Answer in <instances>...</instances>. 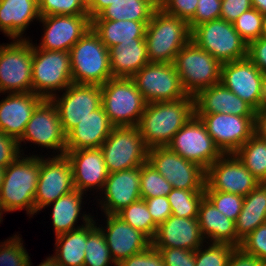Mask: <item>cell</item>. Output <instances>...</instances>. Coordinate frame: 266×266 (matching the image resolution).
Returning a JSON list of instances; mask_svg holds the SVG:
<instances>
[{"mask_svg": "<svg viewBox=\"0 0 266 266\" xmlns=\"http://www.w3.org/2000/svg\"><path fill=\"white\" fill-rule=\"evenodd\" d=\"M194 114V97L190 95L180 100L147 103L137 127L149 149L164 147Z\"/></svg>", "mask_w": 266, "mask_h": 266, "instance_id": "obj_1", "label": "cell"}, {"mask_svg": "<svg viewBox=\"0 0 266 266\" xmlns=\"http://www.w3.org/2000/svg\"><path fill=\"white\" fill-rule=\"evenodd\" d=\"M39 174L40 154H21L10 163L0 188L1 209L6 213L25 209L29 218L38 214L34 209V196Z\"/></svg>", "mask_w": 266, "mask_h": 266, "instance_id": "obj_2", "label": "cell"}, {"mask_svg": "<svg viewBox=\"0 0 266 266\" xmlns=\"http://www.w3.org/2000/svg\"><path fill=\"white\" fill-rule=\"evenodd\" d=\"M191 40V30L184 19L158 8L146 26L145 42L150 62L173 63L177 53Z\"/></svg>", "mask_w": 266, "mask_h": 266, "instance_id": "obj_3", "label": "cell"}, {"mask_svg": "<svg viewBox=\"0 0 266 266\" xmlns=\"http://www.w3.org/2000/svg\"><path fill=\"white\" fill-rule=\"evenodd\" d=\"M72 83L103 85L112 78L109 49L89 29L70 49Z\"/></svg>", "mask_w": 266, "mask_h": 266, "instance_id": "obj_4", "label": "cell"}, {"mask_svg": "<svg viewBox=\"0 0 266 266\" xmlns=\"http://www.w3.org/2000/svg\"><path fill=\"white\" fill-rule=\"evenodd\" d=\"M174 67L187 95L221 82L222 63L190 40L175 56Z\"/></svg>", "mask_w": 266, "mask_h": 266, "instance_id": "obj_5", "label": "cell"}, {"mask_svg": "<svg viewBox=\"0 0 266 266\" xmlns=\"http://www.w3.org/2000/svg\"><path fill=\"white\" fill-rule=\"evenodd\" d=\"M101 91V105L115 127L139 124L147 102L132 78L112 77Z\"/></svg>", "mask_w": 266, "mask_h": 266, "instance_id": "obj_6", "label": "cell"}, {"mask_svg": "<svg viewBox=\"0 0 266 266\" xmlns=\"http://www.w3.org/2000/svg\"><path fill=\"white\" fill-rule=\"evenodd\" d=\"M34 44L32 42V92L50 99L72 84L70 52L42 50Z\"/></svg>", "mask_w": 266, "mask_h": 266, "instance_id": "obj_7", "label": "cell"}, {"mask_svg": "<svg viewBox=\"0 0 266 266\" xmlns=\"http://www.w3.org/2000/svg\"><path fill=\"white\" fill-rule=\"evenodd\" d=\"M191 40L221 63L247 57L248 44L235 30L233 23L223 19L197 25L191 31Z\"/></svg>", "mask_w": 266, "mask_h": 266, "instance_id": "obj_8", "label": "cell"}, {"mask_svg": "<svg viewBox=\"0 0 266 266\" xmlns=\"http://www.w3.org/2000/svg\"><path fill=\"white\" fill-rule=\"evenodd\" d=\"M100 149L109 173L139 167L148 160L149 148L137 126L114 127Z\"/></svg>", "mask_w": 266, "mask_h": 266, "instance_id": "obj_9", "label": "cell"}, {"mask_svg": "<svg viewBox=\"0 0 266 266\" xmlns=\"http://www.w3.org/2000/svg\"><path fill=\"white\" fill-rule=\"evenodd\" d=\"M32 92V40L0 44V93Z\"/></svg>", "mask_w": 266, "mask_h": 266, "instance_id": "obj_10", "label": "cell"}, {"mask_svg": "<svg viewBox=\"0 0 266 266\" xmlns=\"http://www.w3.org/2000/svg\"><path fill=\"white\" fill-rule=\"evenodd\" d=\"M167 147L205 171L223 155L195 114L176 132Z\"/></svg>", "mask_w": 266, "mask_h": 266, "instance_id": "obj_11", "label": "cell"}, {"mask_svg": "<svg viewBox=\"0 0 266 266\" xmlns=\"http://www.w3.org/2000/svg\"><path fill=\"white\" fill-rule=\"evenodd\" d=\"M26 141L46 150L52 149L53 155L57 153L56 156L66 153V134L57 109L50 99H44L34 110L22 136L18 139L20 149L21 143L26 144Z\"/></svg>", "mask_w": 266, "mask_h": 266, "instance_id": "obj_12", "label": "cell"}, {"mask_svg": "<svg viewBox=\"0 0 266 266\" xmlns=\"http://www.w3.org/2000/svg\"><path fill=\"white\" fill-rule=\"evenodd\" d=\"M147 162L175 189L201 191L205 186L206 171L167 146L150 148Z\"/></svg>", "mask_w": 266, "mask_h": 266, "instance_id": "obj_13", "label": "cell"}, {"mask_svg": "<svg viewBox=\"0 0 266 266\" xmlns=\"http://www.w3.org/2000/svg\"><path fill=\"white\" fill-rule=\"evenodd\" d=\"M131 78L147 103L180 100L187 96L173 63L149 62Z\"/></svg>", "mask_w": 266, "mask_h": 266, "instance_id": "obj_14", "label": "cell"}, {"mask_svg": "<svg viewBox=\"0 0 266 266\" xmlns=\"http://www.w3.org/2000/svg\"><path fill=\"white\" fill-rule=\"evenodd\" d=\"M49 156L45 158L40 155V174L34 196V209L37 213L49 203L75 190L73 170L66 154Z\"/></svg>", "mask_w": 266, "mask_h": 266, "instance_id": "obj_15", "label": "cell"}, {"mask_svg": "<svg viewBox=\"0 0 266 266\" xmlns=\"http://www.w3.org/2000/svg\"><path fill=\"white\" fill-rule=\"evenodd\" d=\"M55 105L61 125L67 135L90 112L101 106V85L70 84L63 94L50 98Z\"/></svg>", "mask_w": 266, "mask_h": 266, "instance_id": "obj_16", "label": "cell"}, {"mask_svg": "<svg viewBox=\"0 0 266 266\" xmlns=\"http://www.w3.org/2000/svg\"><path fill=\"white\" fill-rule=\"evenodd\" d=\"M259 183L235 154H223L206 170L204 191L246 196Z\"/></svg>", "mask_w": 266, "mask_h": 266, "instance_id": "obj_17", "label": "cell"}, {"mask_svg": "<svg viewBox=\"0 0 266 266\" xmlns=\"http://www.w3.org/2000/svg\"><path fill=\"white\" fill-rule=\"evenodd\" d=\"M223 154H234L254 134V116L195 114Z\"/></svg>", "mask_w": 266, "mask_h": 266, "instance_id": "obj_18", "label": "cell"}, {"mask_svg": "<svg viewBox=\"0 0 266 266\" xmlns=\"http://www.w3.org/2000/svg\"><path fill=\"white\" fill-rule=\"evenodd\" d=\"M43 32L35 46L42 50L69 52L80 38L91 29L89 15H51L40 17Z\"/></svg>", "mask_w": 266, "mask_h": 266, "instance_id": "obj_19", "label": "cell"}, {"mask_svg": "<svg viewBox=\"0 0 266 266\" xmlns=\"http://www.w3.org/2000/svg\"><path fill=\"white\" fill-rule=\"evenodd\" d=\"M262 74L246 57L222 63L221 83L257 111L262 107Z\"/></svg>", "mask_w": 266, "mask_h": 266, "instance_id": "obj_20", "label": "cell"}, {"mask_svg": "<svg viewBox=\"0 0 266 266\" xmlns=\"http://www.w3.org/2000/svg\"><path fill=\"white\" fill-rule=\"evenodd\" d=\"M100 193L97 203L101 205L99 207L104 214H117L139 200L141 198L140 166L109 173Z\"/></svg>", "mask_w": 266, "mask_h": 266, "instance_id": "obj_21", "label": "cell"}, {"mask_svg": "<svg viewBox=\"0 0 266 266\" xmlns=\"http://www.w3.org/2000/svg\"><path fill=\"white\" fill-rule=\"evenodd\" d=\"M104 217L106 226L98 225V222L97 226L105 235L111 257L116 265L151 245V240L145 234L128 225L116 214H104Z\"/></svg>", "mask_w": 266, "mask_h": 266, "instance_id": "obj_22", "label": "cell"}, {"mask_svg": "<svg viewBox=\"0 0 266 266\" xmlns=\"http://www.w3.org/2000/svg\"><path fill=\"white\" fill-rule=\"evenodd\" d=\"M73 170L75 189L87 194V191L96 189L101 192L108 178L109 172L104 162L100 148L66 151Z\"/></svg>", "mask_w": 266, "mask_h": 266, "instance_id": "obj_23", "label": "cell"}, {"mask_svg": "<svg viewBox=\"0 0 266 266\" xmlns=\"http://www.w3.org/2000/svg\"><path fill=\"white\" fill-rule=\"evenodd\" d=\"M151 244L156 249L182 248L196 251L205 240L201 235L197 218H179L171 215L158 225Z\"/></svg>", "mask_w": 266, "mask_h": 266, "instance_id": "obj_24", "label": "cell"}, {"mask_svg": "<svg viewBox=\"0 0 266 266\" xmlns=\"http://www.w3.org/2000/svg\"><path fill=\"white\" fill-rule=\"evenodd\" d=\"M43 100V97L33 92L7 93L0 101V131L18 140Z\"/></svg>", "mask_w": 266, "mask_h": 266, "instance_id": "obj_25", "label": "cell"}, {"mask_svg": "<svg viewBox=\"0 0 266 266\" xmlns=\"http://www.w3.org/2000/svg\"><path fill=\"white\" fill-rule=\"evenodd\" d=\"M195 114L255 116V110L221 82L201 90L194 97Z\"/></svg>", "mask_w": 266, "mask_h": 266, "instance_id": "obj_26", "label": "cell"}, {"mask_svg": "<svg viewBox=\"0 0 266 266\" xmlns=\"http://www.w3.org/2000/svg\"><path fill=\"white\" fill-rule=\"evenodd\" d=\"M114 127L101 105L66 135V151L100 148Z\"/></svg>", "mask_w": 266, "mask_h": 266, "instance_id": "obj_27", "label": "cell"}, {"mask_svg": "<svg viewBox=\"0 0 266 266\" xmlns=\"http://www.w3.org/2000/svg\"><path fill=\"white\" fill-rule=\"evenodd\" d=\"M40 17L38 0H0V31L9 40L30 39L24 33Z\"/></svg>", "mask_w": 266, "mask_h": 266, "instance_id": "obj_28", "label": "cell"}, {"mask_svg": "<svg viewBox=\"0 0 266 266\" xmlns=\"http://www.w3.org/2000/svg\"><path fill=\"white\" fill-rule=\"evenodd\" d=\"M84 194L85 193L75 189L45 206L49 207L52 205V214L50 216L55 237L85 226L94 219V216H92L90 213L87 214L86 211L85 213L84 211L81 213L82 206L85 202L82 201L84 199ZM77 219H83L81 226L80 224L79 226L76 225L78 223Z\"/></svg>", "mask_w": 266, "mask_h": 266, "instance_id": "obj_29", "label": "cell"}, {"mask_svg": "<svg viewBox=\"0 0 266 266\" xmlns=\"http://www.w3.org/2000/svg\"><path fill=\"white\" fill-rule=\"evenodd\" d=\"M197 219L206 243H227L237 247L235 222L220 212L206 197L200 203Z\"/></svg>", "mask_w": 266, "mask_h": 266, "instance_id": "obj_30", "label": "cell"}, {"mask_svg": "<svg viewBox=\"0 0 266 266\" xmlns=\"http://www.w3.org/2000/svg\"><path fill=\"white\" fill-rule=\"evenodd\" d=\"M112 77H133L149 63L145 41L122 42L109 49Z\"/></svg>", "mask_w": 266, "mask_h": 266, "instance_id": "obj_31", "label": "cell"}, {"mask_svg": "<svg viewBox=\"0 0 266 266\" xmlns=\"http://www.w3.org/2000/svg\"><path fill=\"white\" fill-rule=\"evenodd\" d=\"M266 223V183H259L244 196L241 212L235 222L237 247L258 226Z\"/></svg>", "mask_w": 266, "mask_h": 266, "instance_id": "obj_32", "label": "cell"}, {"mask_svg": "<svg viewBox=\"0 0 266 266\" xmlns=\"http://www.w3.org/2000/svg\"><path fill=\"white\" fill-rule=\"evenodd\" d=\"M148 23L132 20H91V28L110 49L122 42L145 41Z\"/></svg>", "mask_w": 266, "mask_h": 266, "instance_id": "obj_33", "label": "cell"}, {"mask_svg": "<svg viewBox=\"0 0 266 266\" xmlns=\"http://www.w3.org/2000/svg\"><path fill=\"white\" fill-rule=\"evenodd\" d=\"M87 237L88 224L55 237L53 256L60 266H84Z\"/></svg>", "mask_w": 266, "mask_h": 266, "instance_id": "obj_34", "label": "cell"}, {"mask_svg": "<svg viewBox=\"0 0 266 266\" xmlns=\"http://www.w3.org/2000/svg\"><path fill=\"white\" fill-rule=\"evenodd\" d=\"M159 8L153 0H121L110 4L97 17L91 20H132L150 22Z\"/></svg>", "mask_w": 266, "mask_h": 266, "instance_id": "obj_35", "label": "cell"}, {"mask_svg": "<svg viewBox=\"0 0 266 266\" xmlns=\"http://www.w3.org/2000/svg\"><path fill=\"white\" fill-rule=\"evenodd\" d=\"M234 154L260 183H266V139L254 133Z\"/></svg>", "mask_w": 266, "mask_h": 266, "instance_id": "obj_36", "label": "cell"}, {"mask_svg": "<svg viewBox=\"0 0 266 266\" xmlns=\"http://www.w3.org/2000/svg\"><path fill=\"white\" fill-rule=\"evenodd\" d=\"M117 266L111 257L106 238L96 219L88 223V237L85 247L84 266Z\"/></svg>", "mask_w": 266, "mask_h": 266, "instance_id": "obj_37", "label": "cell"}, {"mask_svg": "<svg viewBox=\"0 0 266 266\" xmlns=\"http://www.w3.org/2000/svg\"><path fill=\"white\" fill-rule=\"evenodd\" d=\"M167 197L171 215L179 218H198L199 206L205 194L204 188L201 191L173 188Z\"/></svg>", "mask_w": 266, "mask_h": 266, "instance_id": "obj_38", "label": "cell"}, {"mask_svg": "<svg viewBox=\"0 0 266 266\" xmlns=\"http://www.w3.org/2000/svg\"><path fill=\"white\" fill-rule=\"evenodd\" d=\"M116 215L134 229L141 231L150 240L154 238L158 225L153 221L142 198L123 208Z\"/></svg>", "mask_w": 266, "mask_h": 266, "instance_id": "obj_39", "label": "cell"}, {"mask_svg": "<svg viewBox=\"0 0 266 266\" xmlns=\"http://www.w3.org/2000/svg\"><path fill=\"white\" fill-rule=\"evenodd\" d=\"M172 185L148 162L140 166V195L142 199L168 196Z\"/></svg>", "mask_w": 266, "mask_h": 266, "instance_id": "obj_40", "label": "cell"}, {"mask_svg": "<svg viewBox=\"0 0 266 266\" xmlns=\"http://www.w3.org/2000/svg\"><path fill=\"white\" fill-rule=\"evenodd\" d=\"M207 244V247L203 244L195 251V266H227L236 247L227 243Z\"/></svg>", "mask_w": 266, "mask_h": 266, "instance_id": "obj_41", "label": "cell"}, {"mask_svg": "<svg viewBox=\"0 0 266 266\" xmlns=\"http://www.w3.org/2000/svg\"><path fill=\"white\" fill-rule=\"evenodd\" d=\"M19 235L0 242V266H28L31 258Z\"/></svg>", "mask_w": 266, "mask_h": 266, "instance_id": "obj_42", "label": "cell"}, {"mask_svg": "<svg viewBox=\"0 0 266 266\" xmlns=\"http://www.w3.org/2000/svg\"><path fill=\"white\" fill-rule=\"evenodd\" d=\"M39 14L51 15H88L87 0H38Z\"/></svg>", "mask_w": 266, "mask_h": 266, "instance_id": "obj_43", "label": "cell"}, {"mask_svg": "<svg viewBox=\"0 0 266 266\" xmlns=\"http://www.w3.org/2000/svg\"><path fill=\"white\" fill-rule=\"evenodd\" d=\"M233 26L241 38L249 44L262 35V14L256 9L243 12L234 22Z\"/></svg>", "mask_w": 266, "mask_h": 266, "instance_id": "obj_44", "label": "cell"}, {"mask_svg": "<svg viewBox=\"0 0 266 266\" xmlns=\"http://www.w3.org/2000/svg\"><path fill=\"white\" fill-rule=\"evenodd\" d=\"M205 197L226 217L236 222L244 196L220 191H204Z\"/></svg>", "mask_w": 266, "mask_h": 266, "instance_id": "obj_45", "label": "cell"}, {"mask_svg": "<svg viewBox=\"0 0 266 266\" xmlns=\"http://www.w3.org/2000/svg\"><path fill=\"white\" fill-rule=\"evenodd\" d=\"M239 247L247 254L257 257L266 264V223L258 226L245 237Z\"/></svg>", "mask_w": 266, "mask_h": 266, "instance_id": "obj_46", "label": "cell"}, {"mask_svg": "<svg viewBox=\"0 0 266 266\" xmlns=\"http://www.w3.org/2000/svg\"><path fill=\"white\" fill-rule=\"evenodd\" d=\"M194 16L188 21L192 31L197 25L220 19L222 0H198Z\"/></svg>", "mask_w": 266, "mask_h": 266, "instance_id": "obj_47", "label": "cell"}, {"mask_svg": "<svg viewBox=\"0 0 266 266\" xmlns=\"http://www.w3.org/2000/svg\"><path fill=\"white\" fill-rule=\"evenodd\" d=\"M117 266H166L163 256L152 244L145 250L121 261Z\"/></svg>", "mask_w": 266, "mask_h": 266, "instance_id": "obj_48", "label": "cell"}, {"mask_svg": "<svg viewBox=\"0 0 266 266\" xmlns=\"http://www.w3.org/2000/svg\"><path fill=\"white\" fill-rule=\"evenodd\" d=\"M198 0H165L159 7L166 14L186 20L194 16Z\"/></svg>", "mask_w": 266, "mask_h": 266, "instance_id": "obj_49", "label": "cell"}, {"mask_svg": "<svg viewBox=\"0 0 266 266\" xmlns=\"http://www.w3.org/2000/svg\"><path fill=\"white\" fill-rule=\"evenodd\" d=\"M23 148L20 150L18 140L0 131V167L6 168L14 162L21 154L24 155Z\"/></svg>", "mask_w": 266, "mask_h": 266, "instance_id": "obj_50", "label": "cell"}, {"mask_svg": "<svg viewBox=\"0 0 266 266\" xmlns=\"http://www.w3.org/2000/svg\"><path fill=\"white\" fill-rule=\"evenodd\" d=\"M166 266H195V251L182 248L158 249Z\"/></svg>", "mask_w": 266, "mask_h": 266, "instance_id": "obj_51", "label": "cell"}, {"mask_svg": "<svg viewBox=\"0 0 266 266\" xmlns=\"http://www.w3.org/2000/svg\"><path fill=\"white\" fill-rule=\"evenodd\" d=\"M143 200H145L148 211L157 225L171 216V207L167 196H157Z\"/></svg>", "mask_w": 266, "mask_h": 266, "instance_id": "obj_52", "label": "cell"}, {"mask_svg": "<svg viewBox=\"0 0 266 266\" xmlns=\"http://www.w3.org/2000/svg\"><path fill=\"white\" fill-rule=\"evenodd\" d=\"M251 8V0H222L220 19L233 23L243 12Z\"/></svg>", "mask_w": 266, "mask_h": 266, "instance_id": "obj_53", "label": "cell"}, {"mask_svg": "<svg viewBox=\"0 0 266 266\" xmlns=\"http://www.w3.org/2000/svg\"><path fill=\"white\" fill-rule=\"evenodd\" d=\"M247 57L263 73L266 72V38L251 41L247 48Z\"/></svg>", "mask_w": 266, "mask_h": 266, "instance_id": "obj_54", "label": "cell"}, {"mask_svg": "<svg viewBox=\"0 0 266 266\" xmlns=\"http://www.w3.org/2000/svg\"><path fill=\"white\" fill-rule=\"evenodd\" d=\"M227 266H264L257 257L247 254L240 247H236L228 261Z\"/></svg>", "mask_w": 266, "mask_h": 266, "instance_id": "obj_55", "label": "cell"}, {"mask_svg": "<svg viewBox=\"0 0 266 266\" xmlns=\"http://www.w3.org/2000/svg\"><path fill=\"white\" fill-rule=\"evenodd\" d=\"M254 133L263 139H266V107H261L255 111Z\"/></svg>", "mask_w": 266, "mask_h": 266, "instance_id": "obj_56", "label": "cell"}, {"mask_svg": "<svg viewBox=\"0 0 266 266\" xmlns=\"http://www.w3.org/2000/svg\"><path fill=\"white\" fill-rule=\"evenodd\" d=\"M121 0H87V11L90 19L97 17L110 4Z\"/></svg>", "mask_w": 266, "mask_h": 266, "instance_id": "obj_57", "label": "cell"}, {"mask_svg": "<svg viewBox=\"0 0 266 266\" xmlns=\"http://www.w3.org/2000/svg\"><path fill=\"white\" fill-rule=\"evenodd\" d=\"M33 263L29 259L28 266H33ZM38 266H60V264L57 262L56 258L52 255L47 257L43 262H41Z\"/></svg>", "mask_w": 266, "mask_h": 266, "instance_id": "obj_58", "label": "cell"}, {"mask_svg": "<svg viewBox=\"0 0 266 266\" xmlns=\"http://www.w3.org/2000/svg\"><path fill=\"white\" fill-rule=\"evenodd\" d=\"M253 8H256L261 14L266 13V0H251Z\"/></svg>", "mask_w": 266, "mask_h": 266, "instance_id": "obj_59", "label": "cell"}, {"mask_svg": "<svg viewBox=\"0 0 266 266\" xmlns=\"http://www.w3.org/2000/svg\"><path fill=\"white\" fill-rule=\"evenodd\" d=\"M262 107H266V72L262 74Z\"/></svg>", "mask_w": 266, "mask_h": 266, "instance_id": "obj_60", "label": "cell"}, {"mask_svg": "<svg viewBox=\"0 0 266 266\" xmlns=\"http://www.w3.org/2000/svg\"><path fill=\"white\" fill-rule=\"evenodd\" d=\"M261 37L266 38V13L262 14V35Z\"/></svg>", "mask_w": 266, "mask_h": 266, "instance_id": "obj_61", "label": "cell"}, {"mask_svg": "<svg viewBox=\"0 0 266 266\" xmlns=\"http://www.w3.org/2000/svg\"><path fill=\"white\" fill-rule=\"evenodd\" d=\"M4 173H5V168L0 167V188H1L2 183H3Z\"/></svg>", "mask_w": 266, "mask_h": 266, "instance_id": "obj_62", "label": "cell"}, {"mask_svg": "<svg viewBox=\"0 0 266 266\" xmlns=\"http://www.w3.org/2000/svg\"><path fill=\"white\" fill-rule=\"evenodd\" d=\"M153 1L160 7L165 0H153Z\"/></svg>", "mask_w": 266, "mask_h": 266, "instance_id": "obj_63", "label": "cell"}, {"mask_svg": "<svg viewBox=\"0 0 266 266\" xmlns=\"http://www.w3.org/2000/svg\"><path fill=\"white\" fill-rule=\"evenodd\" d=\"M3 213L5 214V212L0 207V223L3 221Z\"/></svg>", "mask_w": 266, "mask_h": 266, "instance_id": "obj_64", "label": "cell"}]
</instances>
